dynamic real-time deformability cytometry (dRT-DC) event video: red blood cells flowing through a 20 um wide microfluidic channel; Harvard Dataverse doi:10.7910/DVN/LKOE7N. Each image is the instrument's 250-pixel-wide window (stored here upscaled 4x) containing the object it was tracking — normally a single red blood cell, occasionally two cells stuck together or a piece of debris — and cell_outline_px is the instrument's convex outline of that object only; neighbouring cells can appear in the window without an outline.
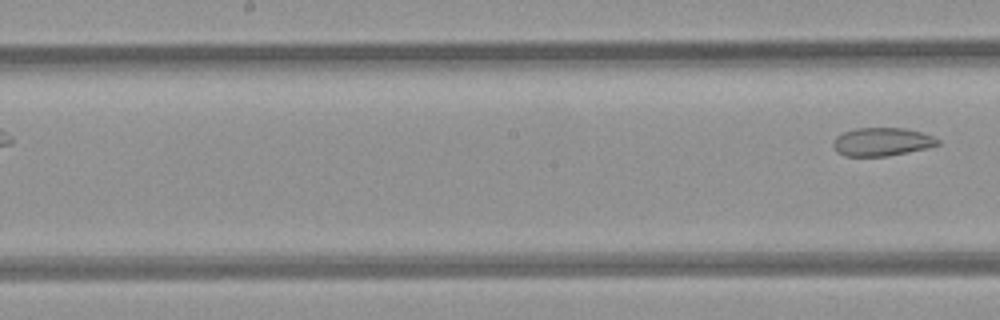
{"species": "common noctule bat (a hibernating species)", "species_latin": "Nyctalus noctula", "temperature_condition": "room temperature", "stored_images_in_passage": 6, "segment_of_instrument_passage": [2, 2], "camera_frame_rate_fps": 3000, "um_per_image_px": 0.085, "animal": {"sex": "female", "body_mass_g": 21.9}, "frame": {"image": 1, "passage_image": 6, "time_ms": 5.333, "image_size_px": [1000, 320], "cell_outline_px": [[940, 144], [924, 148], [884, 156], [844, 156], [836, 152], [832, 144], [832, 140], [836, 136], [844, 132], [856, 128], [904, 128], [920, 132], [932, 136], [940, 140]], "centroid_in_image_um": [74.89, 12.05], "position_along_channel_um": 173.3, "area_um2": 17.05}}